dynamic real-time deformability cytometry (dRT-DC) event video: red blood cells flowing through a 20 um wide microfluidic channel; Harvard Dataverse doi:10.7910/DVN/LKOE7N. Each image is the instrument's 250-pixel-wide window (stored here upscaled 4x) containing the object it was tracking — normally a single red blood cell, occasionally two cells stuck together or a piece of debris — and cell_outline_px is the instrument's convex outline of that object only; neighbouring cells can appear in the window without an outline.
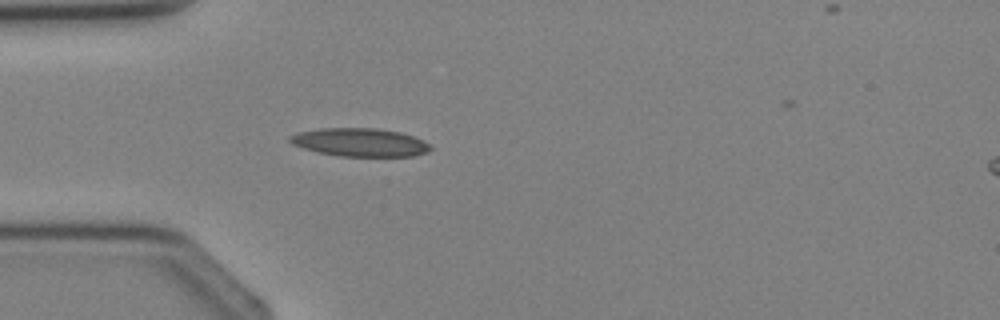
{"species": "Egyptian fruit bat (a non-hibernating species)", "species_latin": "Rousettus aegyptiacus", "temperature_condition": "cold", "stored_images_in_passage": 2, "segment_of_instrument_passage": [1, 2], "camera_frame_rate_fps": 3000, "um_per_image_px": 0.085, "animal": {"sex": "female"}, "frame": {"image": 1, "passage_image": 1, "time_ms": 0.0, "image_size_px": [1000, 320], "cell_outline_px": [[432, 148], [428, 152], [412, 156], [340, 156], [320, 152], [304, 148], [292, 144], [288, 140], [288, 136], [300, 132], [320, 128], [376, 128], [400, 132], [424, 140]], "centroid_in_image_um": [30.6, 12.09], "position_along_channel_um": 54.4, "area_um2": 23.0}}